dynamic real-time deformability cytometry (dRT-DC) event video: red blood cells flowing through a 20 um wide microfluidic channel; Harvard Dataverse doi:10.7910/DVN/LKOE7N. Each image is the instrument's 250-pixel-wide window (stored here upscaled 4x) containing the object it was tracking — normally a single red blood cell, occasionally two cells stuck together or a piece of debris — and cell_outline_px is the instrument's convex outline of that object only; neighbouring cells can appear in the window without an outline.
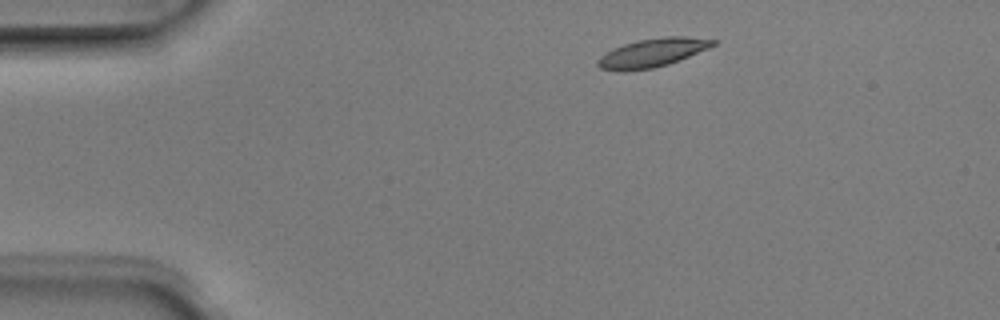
{"species": "Egyptian fruit bat (a non-hibernating species)", "species_latin": "Rousettus aegyptiacus", "temperature_condition": "room temperature", "stored_images_in_passage": 3, "camera_frame_rate_fps": 3000, "um_per_image_px": 0.085, "animal": {"sex": "male"}, "frame": {"image": 1, "passage_image": 1, "time_ms": 0.0, "image_size_px": [1000, 320], "cell_outline_px": [[720, 40], [716, 44], [708, 48], [668, 64], [652, 68], [624, 72], [600, 68], [596, 64], [596, 60], [600, 56], [612, 48], [636, 40], [664, 36], [684, 36]], "centroid_in_image_um": [55.42, 4.47], "position_along_channel_um": 29.6, "area_um2": 19.31}}
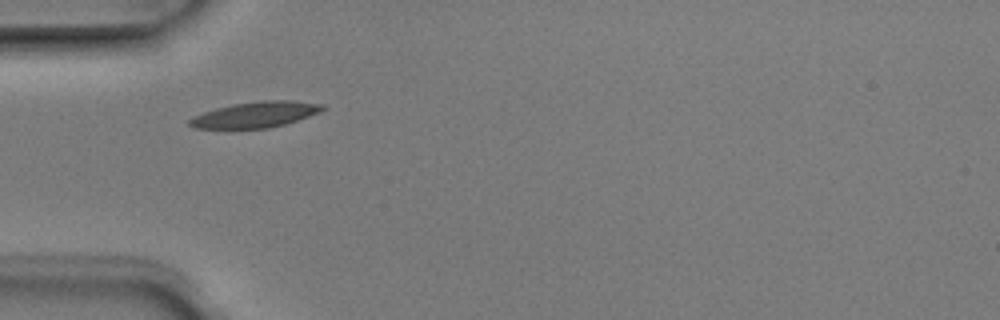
{"frame": {"image": 2, "passage_image": 3, "time_ms": 0.667, "image_size_px": [1000, 320], "cell_outline_px": [[324, 108], [320, 112], [284, 124], [268, 128], [196, 128], [188, 124], [188, 120], [192, 116], [216, 108], [232, 104], [264, 100], [292, 100], [324, 104]], "centroid_in_image_um": [21.7, 9.73], "position_along_channel_um": 63.3, "area_um2": 19.83}}